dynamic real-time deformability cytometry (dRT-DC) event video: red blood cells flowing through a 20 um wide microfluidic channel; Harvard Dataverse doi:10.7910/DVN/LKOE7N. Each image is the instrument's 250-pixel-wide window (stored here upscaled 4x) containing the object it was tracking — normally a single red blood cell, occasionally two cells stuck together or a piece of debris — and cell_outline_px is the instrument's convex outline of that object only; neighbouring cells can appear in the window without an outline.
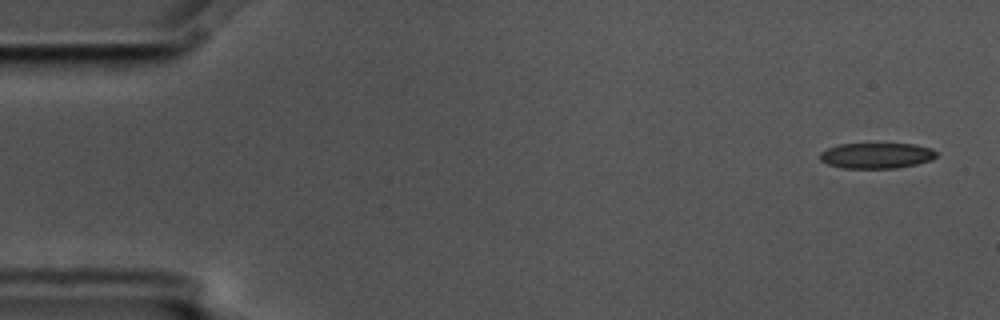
{"species": "common noctule bat (a hibernating species)", "species_latin": "Nyctalus noctula", "temperature_condition": "cold", "stored_images_in_passage": 6, "camera_frame_rate_fps": 3000, "um_per_image_px": 0.085, "animal": {"sex": "male", "body_mass_g": 17.5, "forearm_length_mm": 52.3}, "frame": {"image": 1, "passage_image": 1, "time_ms": 0.0, "image_size_px": [1000, 320], "cell_outline_px": [[936, 156], [932, 160], [916, 164], [896, 168], [844, 168], [828, 164], [820, 160], [820, 152], [828, 148], [840, 144], [912, 144], [932, 148], [936, 152]], "centroid_in_image_um": [74.51, 13.22], "position_along_channel_um": 10.5, "area_um2": 17.28}}
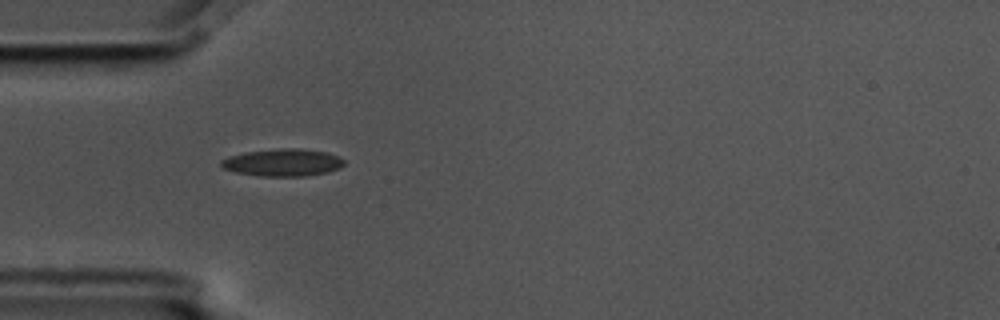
{"frame": {"image": 2, "passage_image": 5, "time_ms": 1.333, "image_size_px": [1000, 320], "cell_outline_px": [[344, 164], [340, 168], [328, 172], [304, 176], [260, 176], [236, 172], [224, 168], [220, 164], [220, 160], [228, 156], [244, 152], [280, 148], [300, 148], [328, 152], [340, 156], [344, 160]], "centroid_in_image_um": [24.06, 13.8], "position_along_channel_um": 60.9, "area_um2": 19.77}}